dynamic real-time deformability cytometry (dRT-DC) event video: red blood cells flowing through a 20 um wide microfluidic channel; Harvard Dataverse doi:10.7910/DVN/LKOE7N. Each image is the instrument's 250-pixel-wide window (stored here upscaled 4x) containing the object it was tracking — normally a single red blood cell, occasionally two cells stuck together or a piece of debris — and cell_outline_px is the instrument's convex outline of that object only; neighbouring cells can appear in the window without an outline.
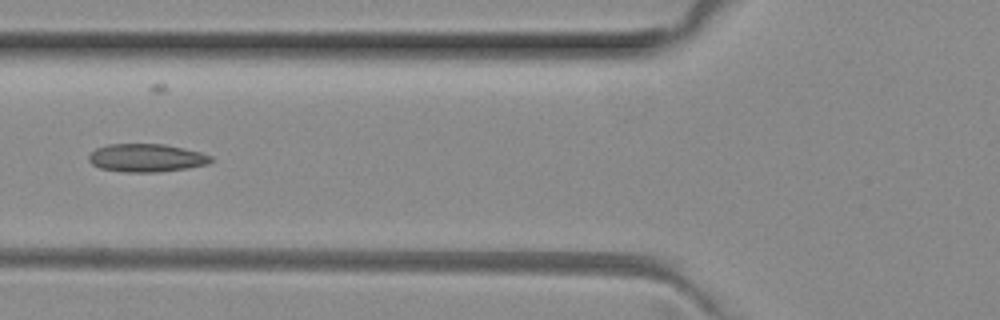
{"species": "common noctule bat (a hibernating species)", "species_latin": "Nyctalus noctula", "temperature_condition": "room temperature", "stored_images_in_passage": 6, "camera_frame_rate_fps": 3000, "um_per_image_px": 0.085, "animal": {"sex": "female", "body_mass_g": 29.2, "forearm_length_mm": 56.3}, "frame": {"image": 1, "passage_image": 4, "time_ms": 1.0, "image_size_px": [1000, 320], "cell_outline_px": [[212, 160], [208, 164], [188, 168], [156, 172], [124, 172], [100, 168], [92, 164], [88, 160], [88, 156], [96, 148], [108, 144], [164, 144], [200, 152], [212, 156]], "centroid_in_image_um": [12.43, 13.42], "position_along_channel_um": 113.4, "area_um2": 19.94}}
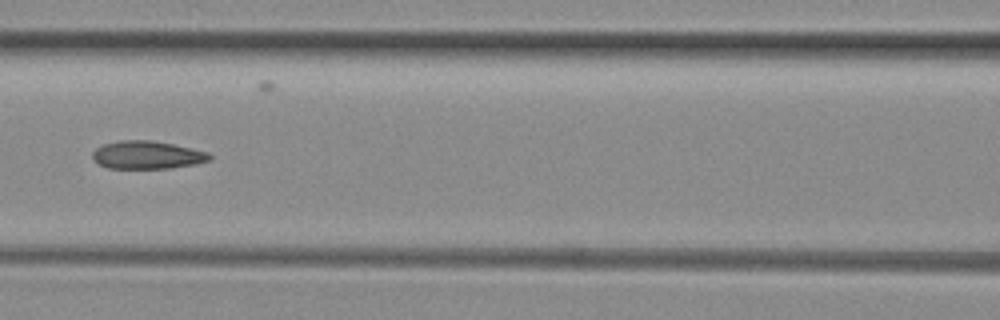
{"frame": {"image": 2, "passage_image": 5, "time_ms": 1.333, "image_size_px": [1000, 320], "cell_outline_px": [[212, 160], [196, 164], [172, 168], [108, 168], [92, 160], [92, 152], [96, 148], [104, 144], [120, 140], [152, 140], [192, 148], [208, 152], [212, 156]], "centroid_in_image_um": [12.52, 13.17], "position_along_channel_um": 154.1, "area_um2": 19.19}}